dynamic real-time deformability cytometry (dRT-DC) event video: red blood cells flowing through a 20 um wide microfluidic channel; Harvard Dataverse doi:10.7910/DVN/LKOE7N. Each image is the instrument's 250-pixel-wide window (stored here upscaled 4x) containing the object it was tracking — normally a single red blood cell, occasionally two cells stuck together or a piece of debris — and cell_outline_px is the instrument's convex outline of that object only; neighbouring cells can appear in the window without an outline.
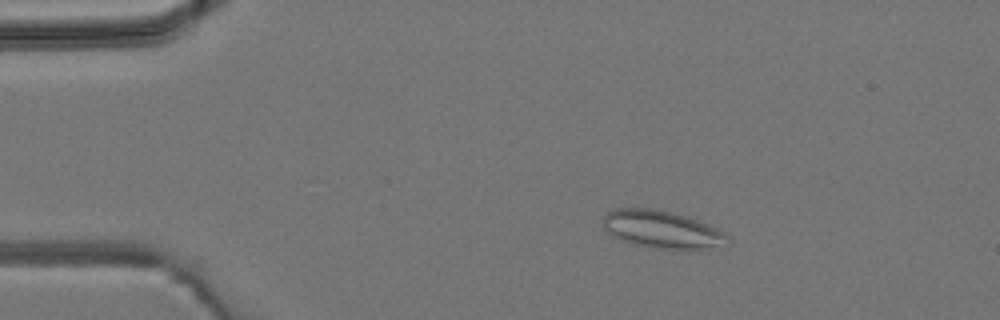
{"species": "common noctule bat (a hibernating species)", "species_latin": "Nyctalus noctula", "temperature_condition": "room temperature", "stored_images_in_passage": 4, "camera_frame_rate_fps": 3000, "um_per_image_px": 0.085, "animal": {"sex": "male", "body_mass_g": 19.2, "forearm_length_mm": 51.8}, "frame": {"image": 1, "passage_image": 2, "time_ms": 1.333, "image_size_px": [1000, 320], "cell_outline_px": [[732, 244], [700, 252], [692, 252], [656, 248], [636, 244], [620, 240], [612, 236], [604, 228], [604, 216], [608, 212], [616, 208], [652, 208], [672, 212], [688, 216], [716, 228], [724, 232], [732, 240]], "centroid_in_image_um": [56.4, 19.56], "position_along_channel_um": 28.6, "area_um2": 28.26}}